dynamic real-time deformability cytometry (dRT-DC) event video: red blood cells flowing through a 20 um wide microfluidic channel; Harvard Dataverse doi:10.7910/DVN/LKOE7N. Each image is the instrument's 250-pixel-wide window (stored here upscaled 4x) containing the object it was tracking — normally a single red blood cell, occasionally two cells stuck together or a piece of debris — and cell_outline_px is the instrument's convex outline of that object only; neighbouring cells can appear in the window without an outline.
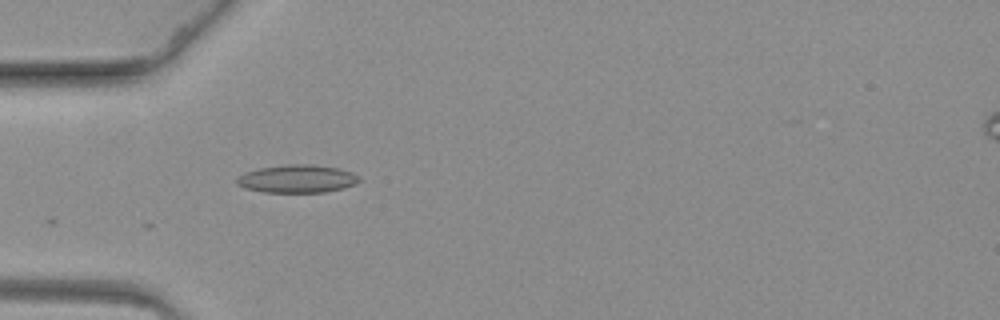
{"species": "common noctule bat (a hibernating species)", "species_latin": "Nyctalus noctula", "temperature_condition": "warm", "stored_images_in_passage": 4, "camera_frame_rate_fps": 3000, "um_per_image_px": 0.085, "animal": {"sex": "female", "body_mass_g": 19.3, "forearm_length_mm": 54.1}, "frame": {"image": 1, "passage_image": 2, "time_ms": 0.333, "image_size_px": [1000, 320], "cell_outline_px": [[360, 180], [356, 184], [344, 188], [324, 192], [264, 192], [244, 188], [236, 184], [236, 176], [244, 172], [260, 168], [284, 164], [312, 164], [336, 168], [352, 172], [360, 176]], "centroid_in_image_um": [25.24, 15.19], "position_along_channel_um": 59.8, "area_um2": 20.11}}